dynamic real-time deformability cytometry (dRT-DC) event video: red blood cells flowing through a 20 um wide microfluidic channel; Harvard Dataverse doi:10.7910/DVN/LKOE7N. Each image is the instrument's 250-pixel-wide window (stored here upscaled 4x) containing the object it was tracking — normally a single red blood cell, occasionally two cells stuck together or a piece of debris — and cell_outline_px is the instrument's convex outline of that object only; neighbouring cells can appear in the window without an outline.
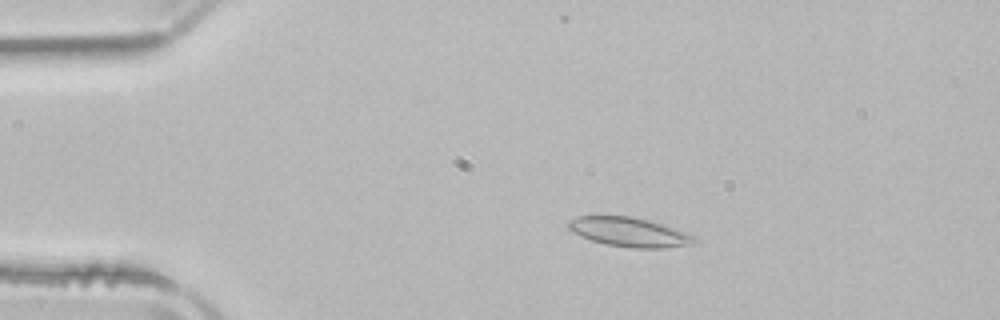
{"species": "common noctule bat (a hibernating species)", "species_latin": "Nyctalus noctula", "temperature_condition": "room temperature", "stored_images_in_passage": 52, "camera_frame_rate_fps": 3000, "um_per_image_px": 0.085, "animal": {"sex": "male", "body_mass_g": 21.5, "forearm_length_mm": 52.0}, "frame": {"image": 1, "passage_image": 10, "time_ms": 3.0, "image_size_px": [1000, 320], "cell_outline_px": [[700, 240], [692, 244], [664, 248], [632, 248], [604, 244], [580, 236], [572, 232], [568, 228], [568, 220], [580, 216], [628, 216], [648, 220], [696, 236]], "centroid_in_image_um": [53.48, 19.74], "position_along_channel_um": 31.5, "area_um2": 21.39}}
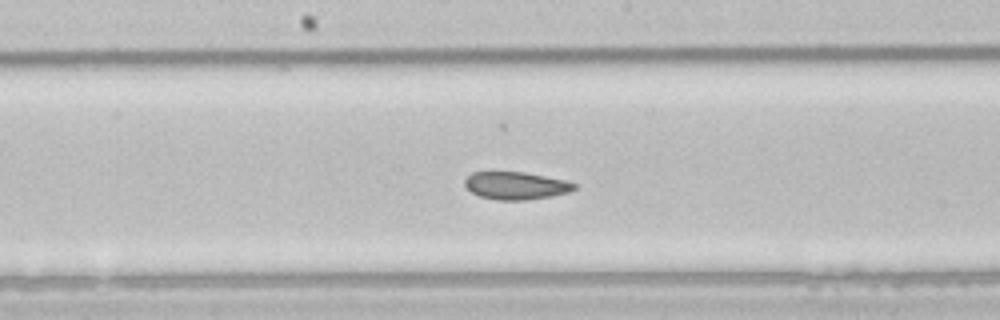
{"frame": {"image": 2, "passage_image": 27, "time_ms": 8.667, "image_size_px": [1000, 320], "cell_outline_px": [[576, 188], [568, 192], [552, 196], [528, 200], [496, 200], [480, 196], [472, 192], [464, 184], [464, 180], [472, 172], [524, 172], [564, 180], [576, 184]], "centroid_in_image_um": [43.84, 15.78], "position_along_channel_um": 204.4, "area_um2": 17.51}}
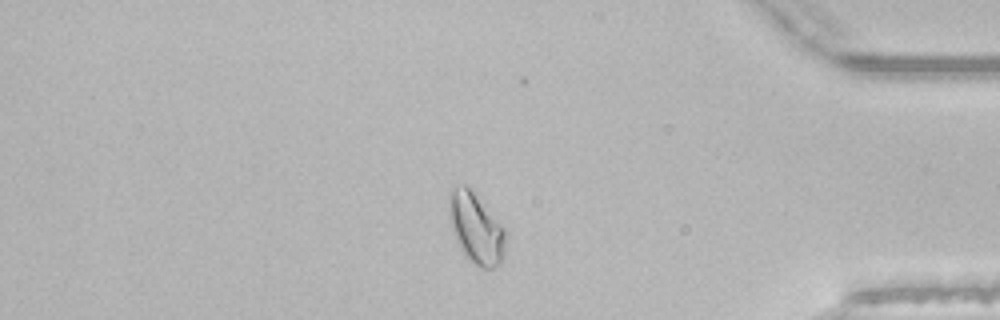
{"frame": {"image": 3, "passage_image": 44, "time_ms": 14.333, "image_size_px": [1000, 320], "cell_outline_px": [[504, 256], [500, 264], [492, 268], [480, 268], [464, 256], [452, 232], [452, 188], [464, 184], [472, 192], [504, 228]], "centroid_in_image_um": [40.5, 19.51], "position_along_channel_um": 394.7, "area_um2": 22.02}, "authors_computed_cell_mechanics": {"area_um2": 20.2589, "velocity_mm_per_s": 3.9006, "shape_relaxation_time_tau1_ms": null, "shape_relaxation_time_tau2_ms": 3.4563, "deformation_change_tau1": null, "deformation_change_tau2": 0.0757}}